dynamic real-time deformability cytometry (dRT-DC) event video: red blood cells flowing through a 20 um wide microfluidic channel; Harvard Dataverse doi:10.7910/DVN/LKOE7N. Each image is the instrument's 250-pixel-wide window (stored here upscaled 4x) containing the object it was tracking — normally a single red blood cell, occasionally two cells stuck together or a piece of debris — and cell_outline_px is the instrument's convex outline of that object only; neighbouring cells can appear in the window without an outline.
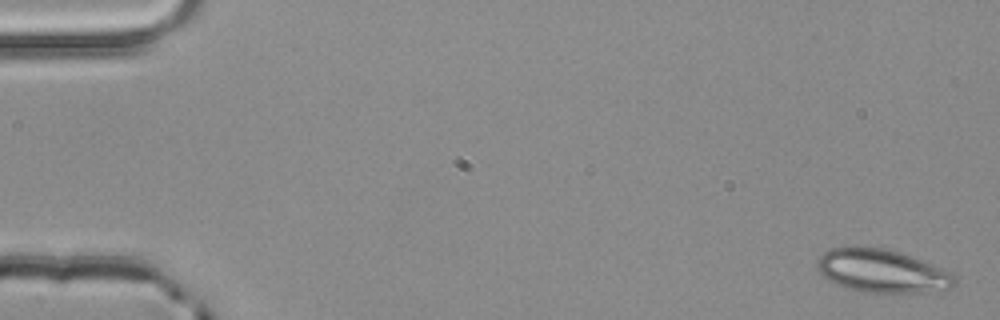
{"species": "common noctule bat (a hibernating species)", "species_latin": "Nyctalus noctula", "temperature_condition": "room temperature", "stored_images_in_passage": 4, "camera_frame_rate_fps": 3000, "um_per_image_px": 0.085, "animal": {"sex": "male", "body_mass_g": 20.4}, "frame": {"image": 1, "passage_image": 1, "time_ms": 0.0, "image_size_px": [1000, 320], "cell_outline_px": [[956, 284], [948, 288], [924, 292], [868, 292], [848, 288], [836, 284], [824, 276], [816, 268], [816, 260], [824, 252], [832, 248], [884, 248], [900, 252], [932, 264], [952, 272], [956, 276]], "centroid_in_image_um": [74.99, 23.04], "position_along_channel_um": 10.0, "area_um2": 34.04}}